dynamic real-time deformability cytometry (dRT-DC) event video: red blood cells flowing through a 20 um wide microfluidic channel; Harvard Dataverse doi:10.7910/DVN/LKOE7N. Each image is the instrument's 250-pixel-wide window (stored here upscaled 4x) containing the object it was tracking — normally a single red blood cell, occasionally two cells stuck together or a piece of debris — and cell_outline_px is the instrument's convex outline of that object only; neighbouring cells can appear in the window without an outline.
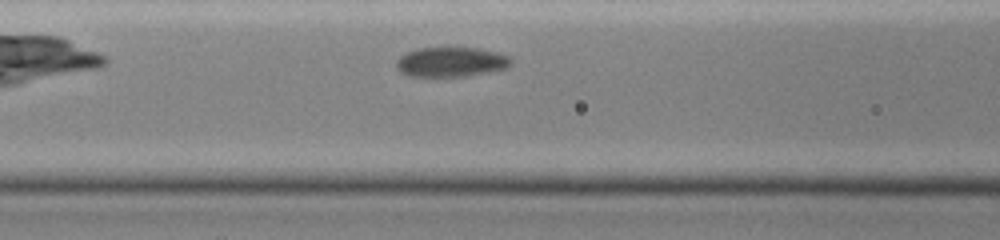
{"species": "common noctule bat (a hibernating species)", "species_latin": "Nyctalus noctula", "temperature_condition": "cold", "stored_images_in_passage": 8, "camera_frame_rate_fps": 3000, "um_per_image_px": 0.085, "animal": {"sex": "female", "body_mass_g": 19.0, "forearm_length_mm": 51.5}, "frame": {"image": 1, "passage_image": 5, "time_ms": 2.667, "image_size_px": [1000, 240], "cell_outline_px": [[512, 64], [508, 68], [468, 76], [408, 76], [400, 72], [396, 68], [396, 60], [400, 56], [416, 48], [480, 48], [500, 52], [508, 56], [512, 60]], "centroid_in_image_um": [38.36, 5.26], "position_along_channel_um": 128.2, "area_um2": 20.06}}
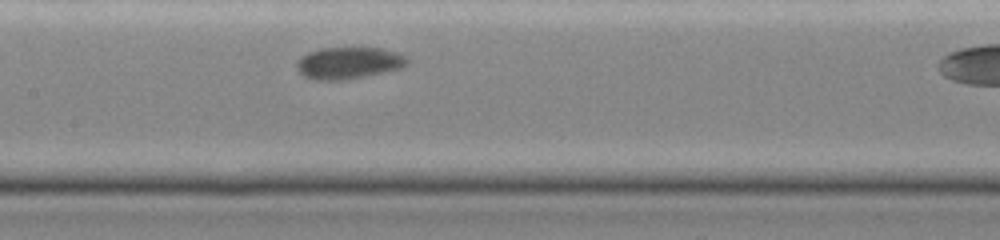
{"frame": {"image": 2, "passage_image": 7, "time_ms": 4.0, "image_size_px": [1000, 240], "cell_outline_px": [[408, 64], [404, 68], [364, 76], [340, 80], [316, 80], [304, 76], [296, 68], [296, 64], [308, 52], [320, 48], [380, 48], [396, 52], [408, 56]], "centroid_in_image_um": [29.68, 5.35], "position_along_channel_um": 177.7, "area_um2": 20.4}}